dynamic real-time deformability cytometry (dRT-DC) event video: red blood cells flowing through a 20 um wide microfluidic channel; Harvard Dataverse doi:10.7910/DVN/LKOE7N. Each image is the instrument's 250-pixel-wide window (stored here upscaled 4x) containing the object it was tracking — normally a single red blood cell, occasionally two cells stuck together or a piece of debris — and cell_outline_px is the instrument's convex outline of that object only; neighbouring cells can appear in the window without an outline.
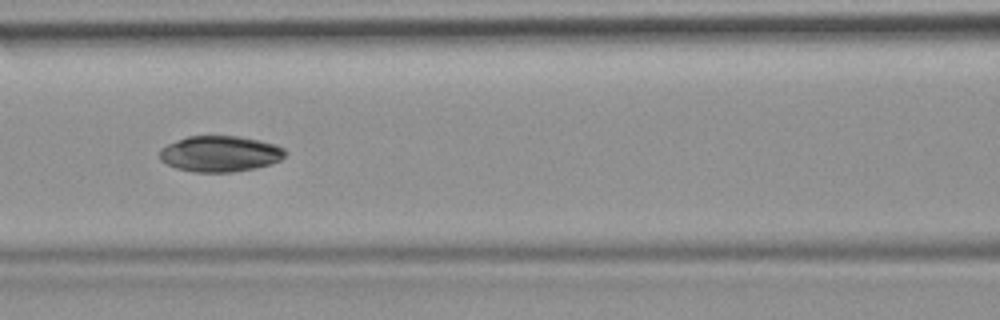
{"species": "common noctule bat (a hibernating species)", "species_latin": "Nyctalus noctula", "temperature_condition": "room temperature", "stored_images_in_passage": 54, "camera_frame_rate_fps": 3000, "um_per_image_px": 0.085, "animal": {"sex": "female", "body_mass_g": 19.9}, "frame": {"image": 1, "passage_image": 24, "time_ms": 7.667, "image_size_px": [1000, 320], "cell_outline_px": [[288, 152], [280, 160], [256, 168], [232, 172], [196, 172], [176, 168], [160, 160], [160, 148], [168, 144], [188, 136], [240, 136], [260, 140], [276, 144], [284, 148]], "centroid_in_image_um": [18.73, 13.06], "position_along_channel_um": 147.9, "area_um2": 26.3}}
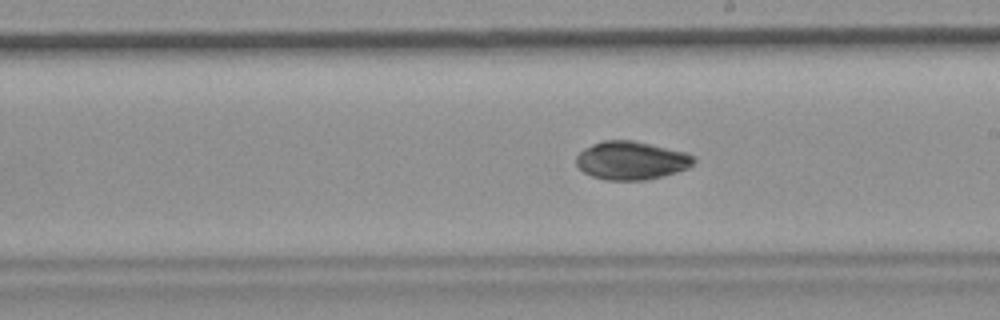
{"frame": {"image": 2, "passage_image": 31, "time_ms": 10.0, "image_size_px": [1000, 320], "cell_outline_px": [[696, 160], [688, 168], [664, 176], [644, 180], [604, 180], [592, 176], [584, 172], [576, 164], [576, 156], [584, 148], [592, 144], [604, 140], [636, 140], [688, 152], [696, 156]], "centroid_in_image_um": [53.69, 13.63], "position_along_channel_um": 235.3, "area_um2": 26.59}, "authors_computed_cell_mechanics": {"area_um2": 28.8133, "velocity_mm_per_s": 3.7613, "shape_relaxation_time_tau1_ms": null, "shape_relaxation_time_tau2_ms": 4.9572, "deformation_change_tau1": null, "deformation_change_tau2": 0.0424}}